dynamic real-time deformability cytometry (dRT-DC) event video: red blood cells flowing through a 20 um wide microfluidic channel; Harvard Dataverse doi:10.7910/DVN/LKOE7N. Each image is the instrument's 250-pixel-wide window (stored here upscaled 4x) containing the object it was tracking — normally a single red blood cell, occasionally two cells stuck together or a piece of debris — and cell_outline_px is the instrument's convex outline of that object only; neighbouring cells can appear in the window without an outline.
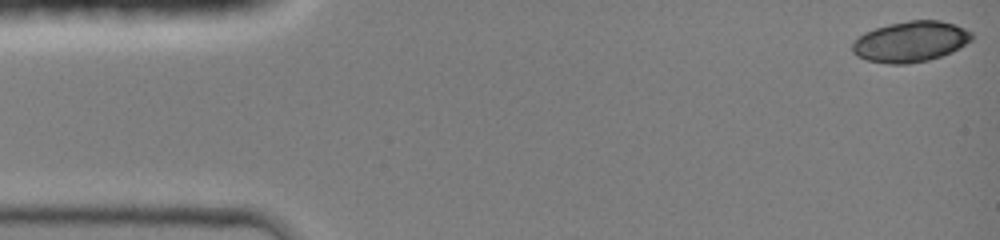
{"species": "common noctule bat (a hibernating species)", "species_latin": "Nyctalus noctula", "temperature_condition": "room temperature", "stored_images_in_passage": 12, "segment_of_instrument_passage": [1, 2], "camera_frame_rate_fps": 3000, "um_per_image_px": 0.085, "animal": {"sex": "female", "body_mass_g": 19.0, "forearm_length_mm": 51.5}, "frame": {"image": 1, "passage_image": 1, "time_ms": 0.0, "image_size_px": [1000, 240], "cell_outline_px": [[972, 40], [960, 48], [952, 52], [928, 60], [908, 64], [888, 64], [864, 60], [856, 56], [852, 52], [852, 44], [864, 32], [888, 24], [908, 20], [940, 20], [956, 24], [972, 32]], "centroid_in_image_um": [77.4, 3.54], "position_along_channel_um": 7.6, "area_um2": 28.55}}
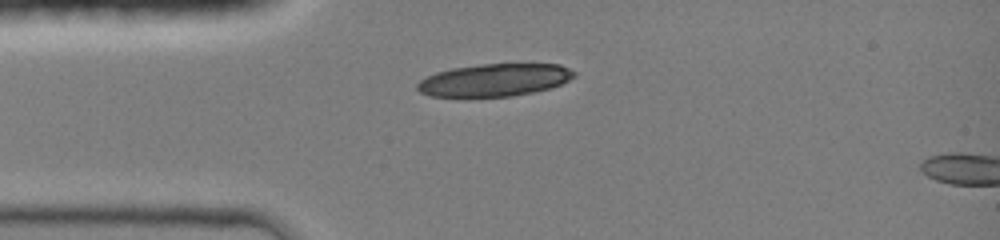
{"frame": {"image": 2, "passage_image": 10, "time_ms": 3.333, "image_size_px": [1000, 240], "cell_outline_px": [[576, 76], [552, 88], [512, 96], [468, 100], [428, 96], [420, 92], [416, 88], [416, 84], [420, 80], [436, 72], [452, 68], [480, 64], [560, 64], [576, 72]], "centroid_in_image_um": [41.95, 6.85], "position_along_channel_um": 43.1, "area_um2": 30.87}}